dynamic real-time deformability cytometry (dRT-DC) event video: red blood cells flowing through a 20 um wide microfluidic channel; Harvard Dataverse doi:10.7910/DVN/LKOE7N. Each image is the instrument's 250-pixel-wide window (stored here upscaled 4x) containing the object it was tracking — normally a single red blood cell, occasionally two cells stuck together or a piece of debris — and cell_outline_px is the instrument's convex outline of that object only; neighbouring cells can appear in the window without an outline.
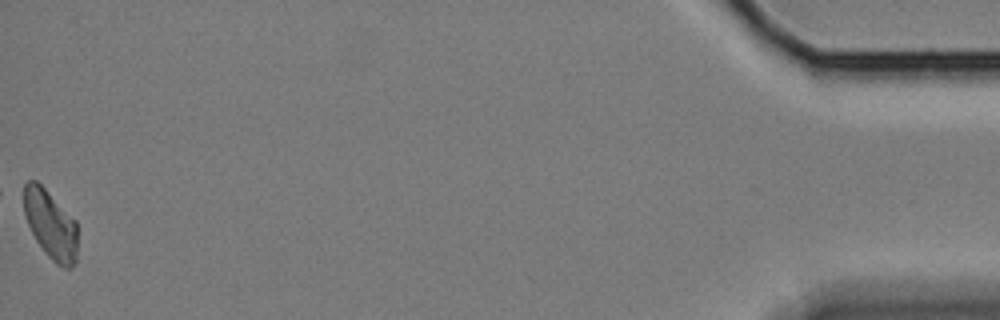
{"species": "Egyptian fruit bat (a non-hibernating species)", "species_latin": "Rousettus aegyptiacus", "temperature_condition": "cold", "stored_images_in_passage": 59, "camera_frame_rate_fps": 3000, "um_per_image_px": 0.085, "animal": {"sex": "female"}, "frame": {"image": 1, "passage_image": 59, "time_ms": 19.333, "image_size_px": [1000, 320], "cell_outline_px": [[76, 260], [72, 268], [64, 268], [56, 264], [44, 252], [36, 240], [24, 216], [24, 184], [28, 180], [36, 180], [76, 220]], "centroid_in_image_um": [4.29, 19.1], "position_along_channel_um": 430.9, "area_um2": 21.39}, "authors_computed_cell_mechanics": {"area_um2": 22.5998, "velocity_mm_per_s": 3.2911, "shape_relaxation_time_tau1_ms": 10.1162, "shape_relaxation_time_tau2_ms": null, "deformation_change_tau1": 0.2013, "deformation_change_tau2": null}}